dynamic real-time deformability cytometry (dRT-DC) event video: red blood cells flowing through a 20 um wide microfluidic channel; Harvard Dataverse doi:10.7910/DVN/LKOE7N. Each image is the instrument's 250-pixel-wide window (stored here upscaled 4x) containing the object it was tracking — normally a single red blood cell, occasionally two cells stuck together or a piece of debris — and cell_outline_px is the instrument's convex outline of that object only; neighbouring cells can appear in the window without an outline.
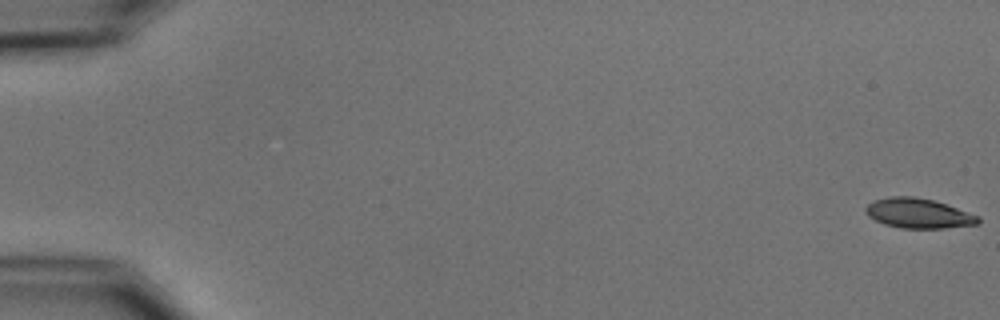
{"species": "common noctule bat (a hibernating species)", "species_latin": "Nyctalus noctula", "temperature_condition": "cold", "stored_images_in_passage": 11, "camera_frame_rate_fps": 3000, "um_per_image_px": 0.085, "animal": {"sex": "male", "body_mass_g": 15.6}, "frame": {"image": 1, "passage_image": 1, "time_ms": 0.0, "image_size_px": [1000, 320], "cell_outline_px": [[980, 224], [944, 228], [900, 228], [884, 224], [868, 216], [864, 212], [864, 208], [868, 204], [876, 200], [892, 196], [912, 196], [932, 200], [980, 216]], "centroid_in_image_um": [78.06, 18.14], "position_along_channel_um": 6.9, "area_um2": 19.42}}